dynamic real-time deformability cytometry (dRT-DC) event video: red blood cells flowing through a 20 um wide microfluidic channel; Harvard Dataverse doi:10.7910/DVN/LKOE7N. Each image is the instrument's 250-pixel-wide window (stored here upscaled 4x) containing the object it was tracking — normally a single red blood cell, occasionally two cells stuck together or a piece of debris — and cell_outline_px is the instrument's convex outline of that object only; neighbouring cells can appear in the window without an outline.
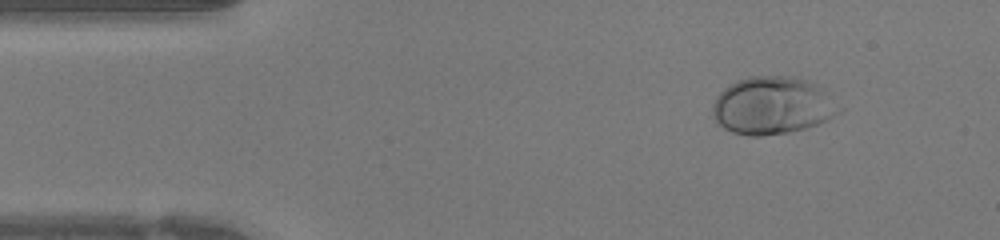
{"species": "human", "species_latin": "Homo sapiens", "temperature_condition": "warm", "stored_images_in_passage": 40, "camera_frame_rate_fps": 3000, "um_per_image_px": 0.085, "donor": {"sex": "female"}, "frame": {"image": 1, "passage_image": 4, "time_ms": 1.0, "image_size_px": [1000, 240], "cell_outline_px": [[844, 108], [840, 112], [828, 120], [804, 128], [788, 132], [760, 136], [748, 136], [732, 132], [716, 124], [712, 116], [712, 104], [716, 96], [724, 88], [736, 80], [748, 76], [796, 76], [808, 80], [824, 88]], "centroid_in_image_um": [65.67, 8.96], "position_along_channel_um": 19.3, "area_um2": 43.18}}
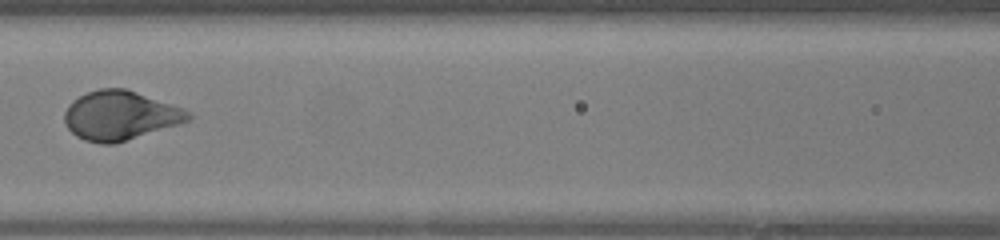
{"frame": {"image": 2, "passage_image": 17, "time_ms": 5.333, "image_size_px": [1000, 240], "cell_outline_px": [[192, 120], [180, 124], [116, 144], [100, 144], [84, 140], [76, 136], [64, 124], [64, 112], [68, 104], [72, 100], [88, 92], [100, 88], [124, 88], [184, 108], [192, 116]], "centroid_in_image_um": [10.2, 9.83], "position_along_channel_um": 156.4, "area_um2": 35.66}}
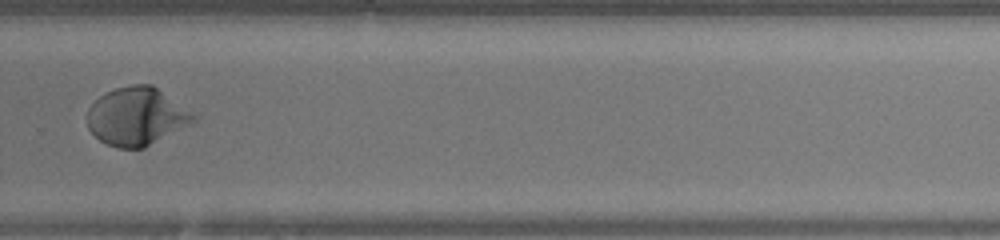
{"frame": {"image": 3, "passage_image": 27, "time_ms": 8.667, "image_size_px": [1000, 240], "cell_outline_px": [[200, 116], [192, 124], [144, 148], [116, 148], [100, 140], [88, 128], [88, 108], [100, 96], [116, 88], [132, 84], [152, 84]], "centroid_in_image_um": [11.67, 9.89], "position_along_channel_um": 318.1, "area_um2": 36.07}}